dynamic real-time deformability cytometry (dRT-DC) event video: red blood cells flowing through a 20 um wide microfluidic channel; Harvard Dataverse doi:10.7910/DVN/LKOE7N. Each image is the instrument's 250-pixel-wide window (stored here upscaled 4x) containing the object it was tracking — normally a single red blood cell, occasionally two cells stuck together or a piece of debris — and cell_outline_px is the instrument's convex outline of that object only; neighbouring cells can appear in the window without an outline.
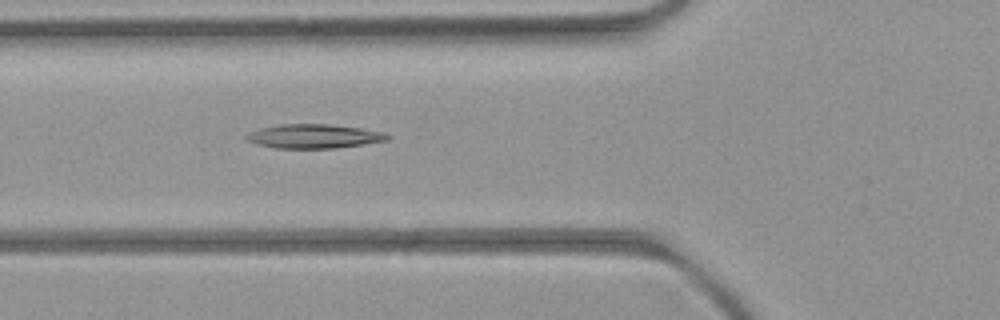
{"species": "common noctule bat (a hibernating species)", "species_latin": "Nyctalus noctula", "temperature_condition": "room temperature", "stored_images_in_passage": 2, "camera_frame_rate_fps": 3000, "um_per_image_px": 0.085, "animal": {"sex": "female", "body_mass_g": 21.9}, "frame": {"image": 1, "passage_image": 2, "time_ms": 1.0, "image_size_px": [1000, 320], "cell_outline_px": [[392, 136], [388, 140], [336, 148], [276, 148], [256, 144], [248, 140], [244, 136], [260, 128], [280, 124], [328, 124], [360, 128], [384, 132]], "centroid_in_image_um": [26.7, 11.58], "position_along_channel_um": 99.1, "area_um2": 19.65}}